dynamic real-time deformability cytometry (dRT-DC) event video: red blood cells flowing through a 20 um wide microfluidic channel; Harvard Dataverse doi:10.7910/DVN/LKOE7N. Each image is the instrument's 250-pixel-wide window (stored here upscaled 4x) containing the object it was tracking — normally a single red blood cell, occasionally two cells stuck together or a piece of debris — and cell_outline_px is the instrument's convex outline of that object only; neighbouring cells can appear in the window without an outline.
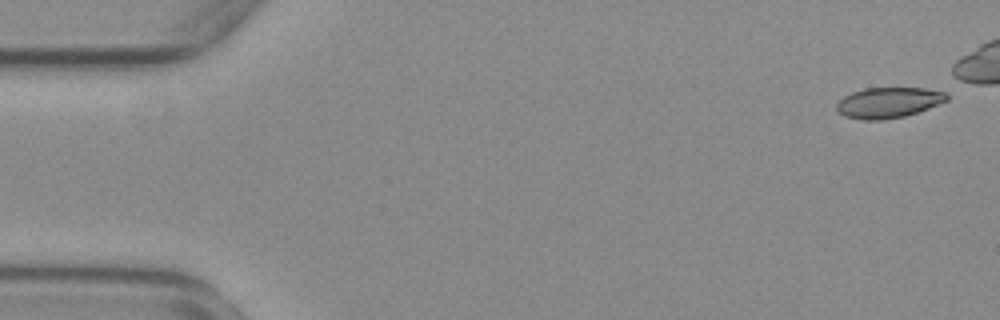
{"species": "common noctule bat (a hibernating species)", "species_latin": "Nyctalus noctula", "temperature_condition": "warm", "stored_images_in_passage": 44, "camera_frame_rate_fps": 3000, "um_per_image_px": 0.085, "animal": {"sex": "female", "body_mass_g": 29.2, "forearm_length_mm": 56.3}, "frame": {"image": 1, "passage_image": 1, "time_ms": 0.0, "image_size_px": [1000, 320], "cell_outline_px": [[948, 100], [940, 104], [904, 116], [880, 120], [864, 120], [844, 116], [836, 108], [836, 104], [844, 96], [852, 92], [864, 88], [924, 88], [944, 92], [948, 96]], "centroid_in_image_um": [75.51, 8.71], "position_along_channel_um": 9.5, "area_um2": 19.48}}
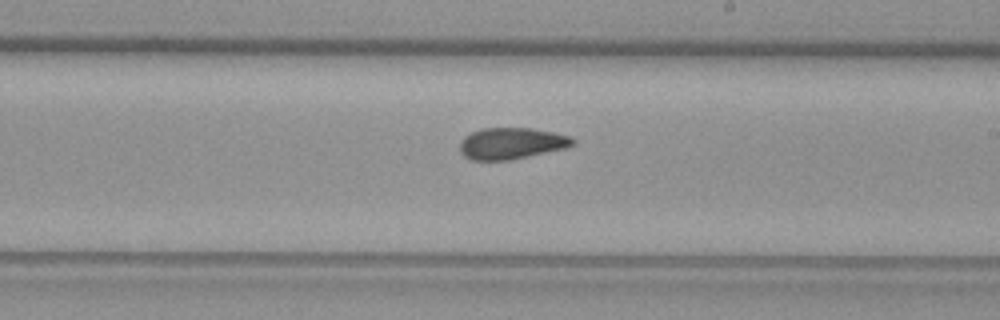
{"frame": {"image": 2, "passage_image": 31, "time_ms": 10.0, "image_size_px": [1000, 320], "cell_outline_px": [[576, 144], [564, 148], [508, 160], [472, 160], [464, 156], [460, 152], [460, 140], [464, 136], [480, 128], [532, 128], [572, 136], [576, 140]], "centroid_in_image_um": [43.46, 12.17], "position_along_channel_um": 245.5, "area_um2": 20.69}}
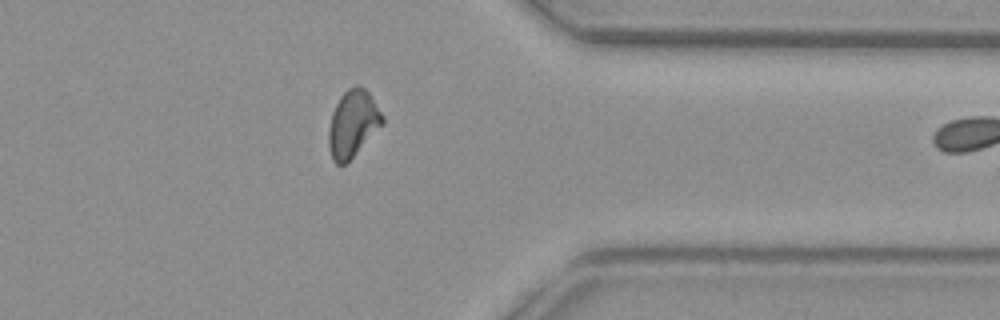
{"frame": {"image": 3, "passage_image": 43, "time_ms": 14.0, "image_size_px": [1000, 320], "cell_outline_px": [[384, 124], [340, 168], [332, 160], [328, 148], [328, 128], [332, 112], [340, 96], [348, 88], [356, 84], [360, 84], [368, 92], [384, 116]], "centroid_in_image_um": [29.97, 10.5], "position_along_channel_um": 381.4, "area_um2": 21.04}}